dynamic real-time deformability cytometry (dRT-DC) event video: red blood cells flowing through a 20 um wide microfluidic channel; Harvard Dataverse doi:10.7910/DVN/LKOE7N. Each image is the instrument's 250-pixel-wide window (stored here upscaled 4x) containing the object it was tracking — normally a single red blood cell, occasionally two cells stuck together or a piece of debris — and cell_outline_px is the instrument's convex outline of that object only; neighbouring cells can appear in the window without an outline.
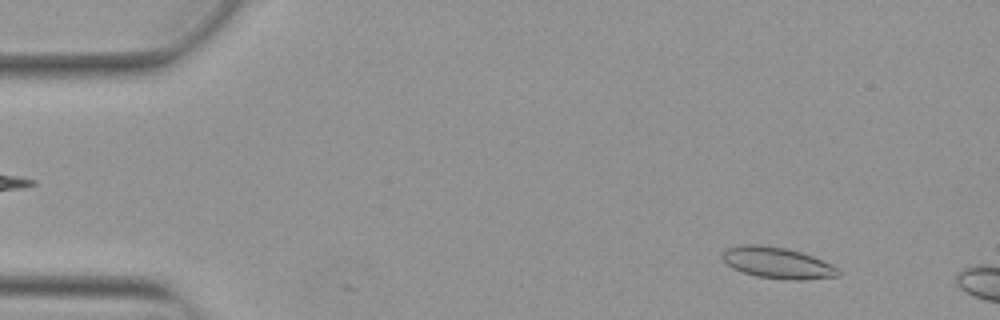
{"species": "Egyptian fruit bat (a non-hibernating species)", "species_latin": "Rousettus aegyptiacus", "temperature_condition": "warm", "stored_images_in_passage": 9, "camera_frame_rate_fps": 3000, "um_per_image_px": 0.085, "animal": {"sex": "female"}, "frame": {"image": 1, "passage_image": 5, "time_ms": 1.333, "image_size_px": [1000, 320], "cell_outline_px": [[840, 276], [804, 280], [788, 280], [756, 276], [732, 268], [720, 256], [720, 252], [728, 248], [740, 244], [760, 244], [784, 248], [800, 252], [812, 256], [832, 264], [840, 268]], "centroid_in_image_um": [66.09, 22.34], "position_along_channel_um": 18.9, "area_um2": 21.27}}
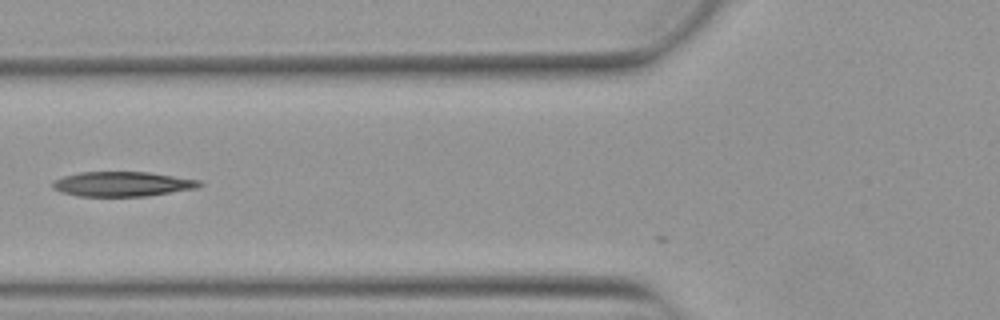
{"frame": {"image": 2, "passage_image": 7, "time_ms": 2.0, "image_size_px": [1000, 320], "cell_outline_px": [[204, 184], [196, 188], [148, 196], [80, 196], [64, 192], [52, 188], [52, 184], [56, 180], [64, 176], [80, 172], [148, 172], [200, 180]], "centroid_in_image_um": [10.44, 15.64], "position_along_channel_um": 115.4, "area_um2": 20.98}}